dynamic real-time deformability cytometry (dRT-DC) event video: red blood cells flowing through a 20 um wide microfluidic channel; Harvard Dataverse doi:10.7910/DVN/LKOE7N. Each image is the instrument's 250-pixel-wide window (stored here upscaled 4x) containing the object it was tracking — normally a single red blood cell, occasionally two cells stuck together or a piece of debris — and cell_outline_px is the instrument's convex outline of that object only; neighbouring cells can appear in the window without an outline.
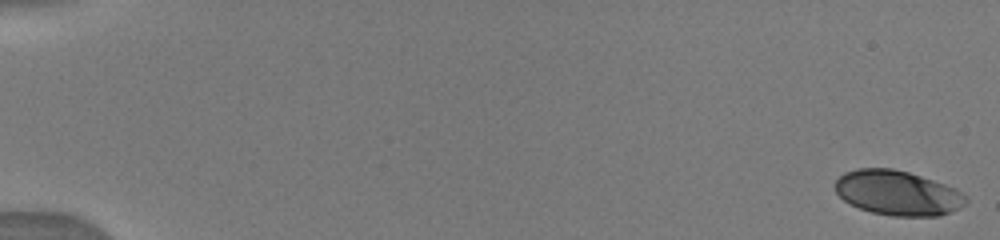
{"species": "human", "species_latin": "Homo sapiens", "temperature_condition": "warm", "stored_images_in_passage": 11, "camera_frame_rate_fps": 3000, "um_per_image_px": 0.085, "donor": {"sex": "male"}, "frame": {"image": 1, "passage_image": 1, "time_ms": 0.0, "image_size_px": [1000, 240], "cell_outline_px": [[968, 200], [964, 204], [940, 216], [892, 216], [872, 212], [860, 208], [844, 200], [836, 192], [832, 184], [844, 172], [856, 168], [892, 168], [908, 172], [956, 188], [968, 196]], "centroid_in_image_um": [76.27, 16.39], "position_along_channel_um": 8.7, "area_um2": 34.04}}
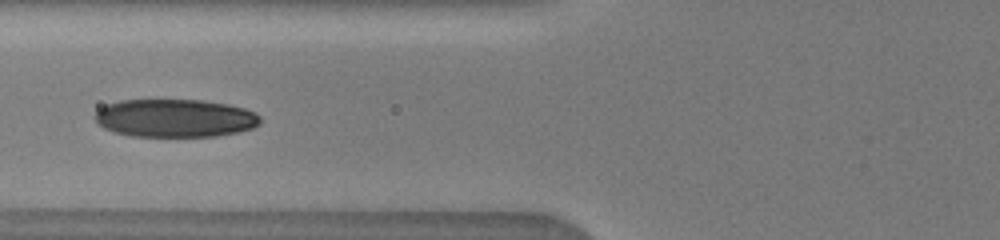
{"frame": {"image": 2, "passage_image": 8, "time_ms": 7.0, "image_size_px": [1000, 240], "cell_outline_px": [[260, 124], [252, 128], [240, 132], [216, 136], [132, 136], [112, 132], [96, 124], [96, 112], [100, 108], [108, 104], [120, 100], [204, 100], [228, 104], [244, 108], [256, 112], [260, 116]], "centroid_in_image_um": [14.89, 10.04], "position_along_channel_um": 110.9, "area_um2": 36.88}}
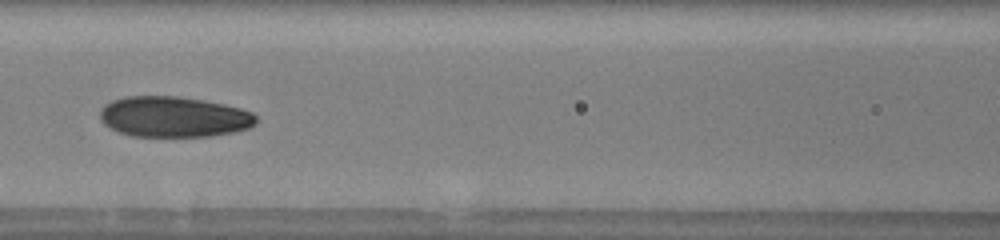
{"frame": {"image": 3, "passage_image": 9, "time_ms": 8.0, "image_size_px": [1000, 240], "cell_outline_px": [[256, 124], [248, 128], [232, 132], [212, 136], [132, 136], [120, 132], [104, 124], [100, 120], [100, 108], [104, 104], [112, 100], [124, 96], [180, 96], [204, 100], [224, 104], [240, 108], [252, 112], [256, 116]], "centroid_in_image_um": [14.75, 9.92], "position_along_channel_um": 151.8, "area_um2": 37.11}}